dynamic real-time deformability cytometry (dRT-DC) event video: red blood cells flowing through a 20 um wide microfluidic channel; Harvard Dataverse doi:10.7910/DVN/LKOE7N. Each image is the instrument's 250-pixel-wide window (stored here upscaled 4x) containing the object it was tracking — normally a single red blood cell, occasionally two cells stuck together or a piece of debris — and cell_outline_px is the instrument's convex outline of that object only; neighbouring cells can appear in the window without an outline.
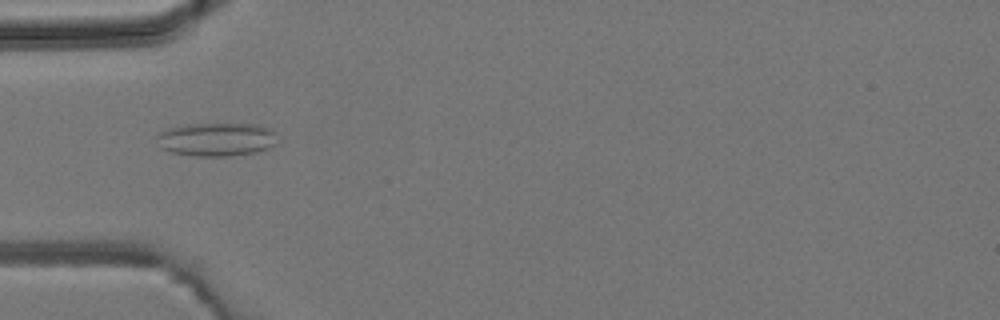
{"species": "common noctule bat (a hibernating species)", "species_latin": "Nyctalus noctula", "temperature_condition": "room temperature", "stored_images_in_passage": 4, "camera_frame_rate_fps": 3000, "um_per_image_px": 0.085, "animal": {"sex": "male", "body_mass_g": 19.2, "forearm_length_mm": 51.8}, "frame": {"image": 1, "passage_image": 4, "time_ms": 4.333, "image_size_px": [1000, 320], "cell_outline_px": [[276, 144], [272, 148], [256, 152], [232, 156], [196, 156], [172, 152], [160, 148], [156, 136], [164, 128], [184, 124], [256, 124], [272, 128], [276, 132]], "centroid_in_image_um": [18.42, 11.84], "position_along_channel_um": 66.6, "area_um2": 23.99}}